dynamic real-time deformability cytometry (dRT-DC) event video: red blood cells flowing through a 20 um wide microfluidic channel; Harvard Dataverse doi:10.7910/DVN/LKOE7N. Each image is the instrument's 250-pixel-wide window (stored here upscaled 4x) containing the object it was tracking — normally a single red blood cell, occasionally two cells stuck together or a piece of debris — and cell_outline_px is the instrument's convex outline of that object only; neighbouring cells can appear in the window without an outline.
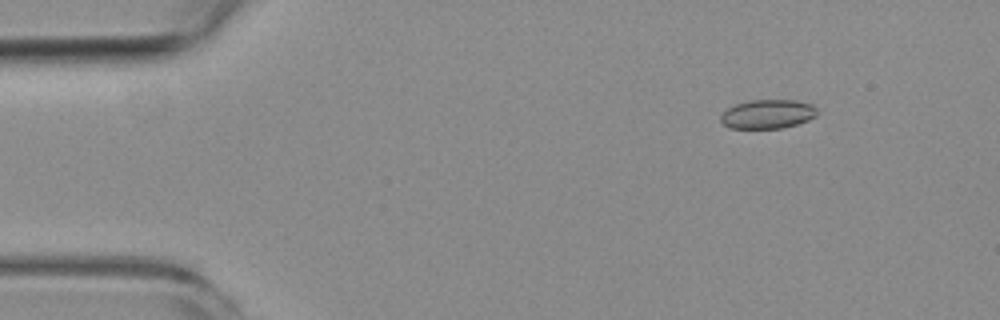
{"species": "common noctule bat (a hibernating species)", "species_latin": "Nyctalus noctula", "temperature_condition": "room temperature", "stored_images_in_passage": 5, "camera_frame_rate_fps": 3000, "um_per_image_px": 0.085, "animal": {"sex": "female", "body_mass_g": 19.3, "forearm_length_mm": 54.1}, "frame": {"image": 1, "passage_image": 2, "time_ms": 1.333, "image_size_px": [1000, 320], "cell_outline_px": [[816, 116], [808, 120], [796, 124], [780, 128], [728, 128], [720, 120], [720, 116], [728, 108], [736, 104], [748, 100], [796, 100], [812, 104], [816, 108]], "centroid_in_image_um": [65.24, 9.69], "position_along_channel_um": 19.8, "area_um2": 16.24}}